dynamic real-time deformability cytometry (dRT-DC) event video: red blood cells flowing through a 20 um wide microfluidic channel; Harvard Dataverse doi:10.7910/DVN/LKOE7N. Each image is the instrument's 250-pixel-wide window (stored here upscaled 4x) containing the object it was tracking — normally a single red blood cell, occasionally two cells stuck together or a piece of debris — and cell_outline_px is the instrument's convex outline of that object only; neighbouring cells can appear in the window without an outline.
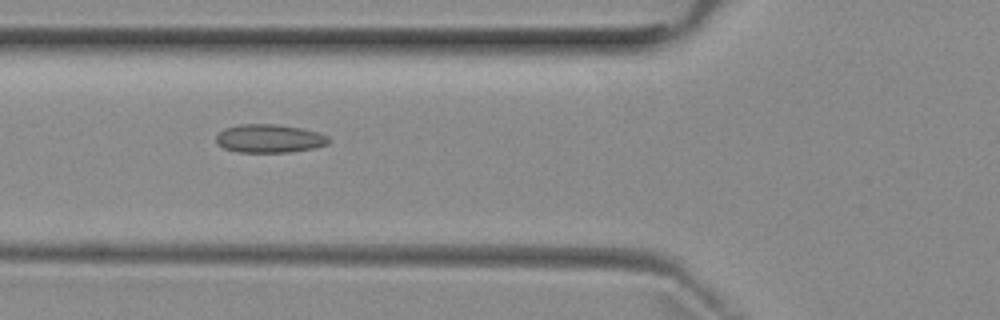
{"species": "common noctule bat (a hibernating species)", "species_latin": "Nyctalus noctula", "temperature_condition": "room temperature", "stored_images_in_passage": 9, "camera_frame_rate_fps": 3000, "um_per_image_px": 0.085, "animal": {"sex": "female", "body_mass_g": 29.2, "forearm_length_mm": 56.3}, "frame": {"image": 1, "passage_image": 8, "time_ms": 8.0, "image_size_px": [1000, 320], "cell_outline_px": [[332, 140], [328, 144], [312, 148], [288, 152], [236, 152], [224, 148], [216, 144], [216, 136], [224, 128], [240, 124], [276, 124], [300, 128], [316, 132], [328, 136]], "centroid_in_image_um": [22.87, 11.77], "position_along_channel_um": 102.9, "area_um2": 18.61}}
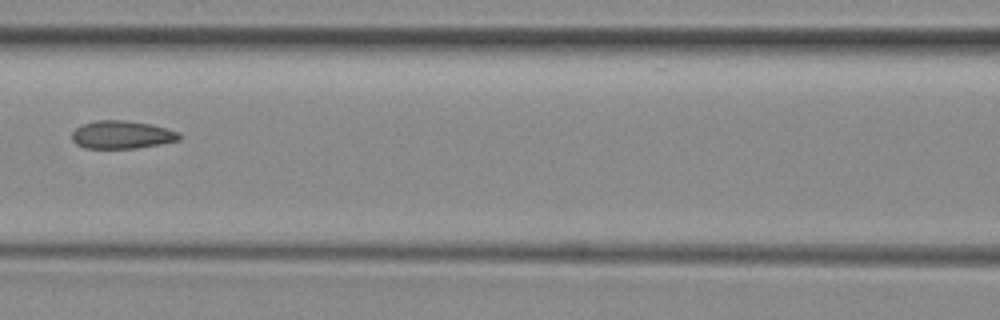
{"frame": {"image": 2, "passage_image": 9, "time_ms": 9.333, "image_size_px": [1000, 320], "cell_outline_px": [[180, 140], [160, 144], [136, 148], [84, 148], [76, 144], [72, 140], [72, 132], [76, 128], [84, 124], [96, 120], [124, 120], [152, 124], [180, 132]], "centroid_in_image_um": [10.36, 11.45], "position_along_channel_um": 156.2, "area_um2": 17.51}}